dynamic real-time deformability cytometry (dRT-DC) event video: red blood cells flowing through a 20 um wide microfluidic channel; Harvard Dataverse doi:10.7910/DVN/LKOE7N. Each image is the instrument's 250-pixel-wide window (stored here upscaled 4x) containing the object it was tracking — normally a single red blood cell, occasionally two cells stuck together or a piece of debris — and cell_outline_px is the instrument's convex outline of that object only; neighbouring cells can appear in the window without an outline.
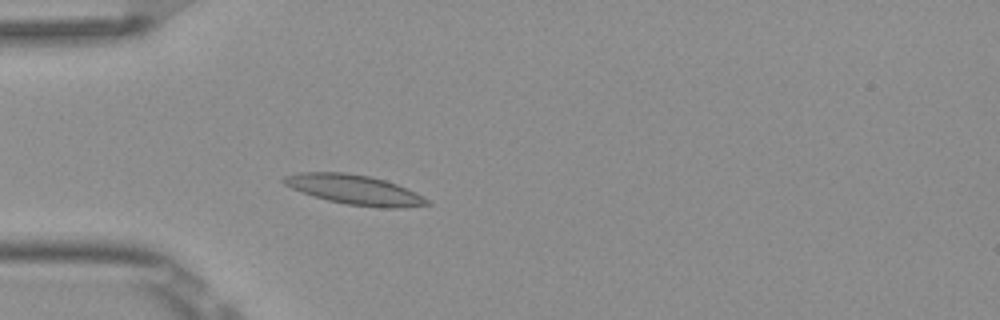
{"species": "Egyptian fruit bat (a non-hibernating species)", "species_latin": "Rousettus aegyptiacus", "temperature_condition": "room temperature", "stored_images_in_passage": 4, "camera_frame_rate_fps": 3000, "um_per_image_px": 0.085, "frame": {"image": 1, "passage_image": 4, "time_ms": 1.0, "image_size_px": [1000, 320], "cell_outline_px": [[432, 204], [396, 208], [380, 208], [344, 204], [328, 200], [292, 188], [284, 184], [280, 180], [284, 176], [300, 172], [344, 172], [368, 176], [384, 180], [396, 184], [416, 192], [428, 200]], "centroid_in_image_um": [30.13, 16.12], "position_along_channel_um": 54.9, "area_um2": 24.57}}